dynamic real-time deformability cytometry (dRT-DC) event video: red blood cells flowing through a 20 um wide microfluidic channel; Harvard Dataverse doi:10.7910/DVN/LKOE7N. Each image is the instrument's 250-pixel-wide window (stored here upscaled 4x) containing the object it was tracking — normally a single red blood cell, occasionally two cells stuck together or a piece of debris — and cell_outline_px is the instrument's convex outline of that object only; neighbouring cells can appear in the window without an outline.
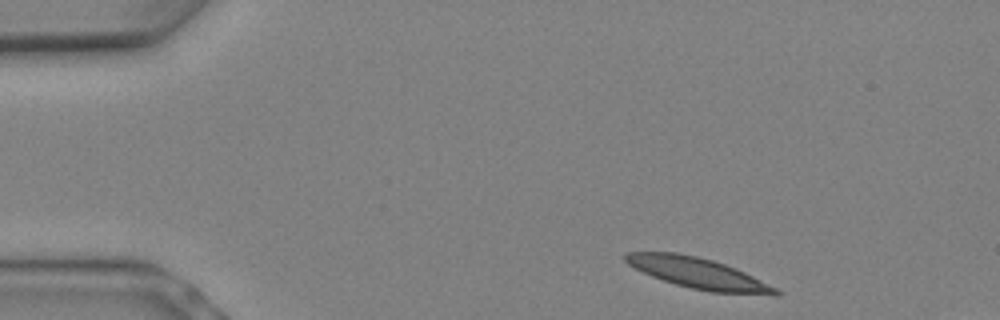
{"species": "Egyptian fruit bat (a non-hibernating species)", "species_latin": "Rousettus aegyptiacus", "temperature_condition": "warm", "stored_images_in_passage": 7, "camera_frame_rate_fps": 3000, "um_per_image_px": 0.085, "animal": {"sex": "female"}, "frame": {"image": 1, "passage_image": 1, "time_ms": 0.0, "image_size_px": [1000, 320], "cell_outline_px": [[780, 296], [772, 296], [712, 292], [692, 288], [676, 284], [652, 276], [628, 264], [624, 260], [624, 252], [676, 252], [696, 256], [712, 260], [736, 268], [776, 288], [780, 292]], "centroid_in_image_um": [59.38, 23.23], "position_along_channel_um": 25.6, "area_um2": 26.76}}
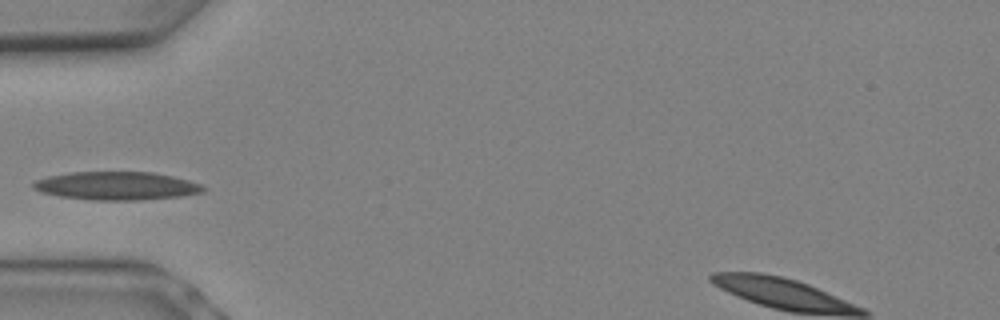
{"frame": {"image": 2, "passage_image": 5, "time_ms": 1.333, "image_size_px": [1000, 320], "cell_outline_px": [[204, 192], [180, 196], [144, 200], [92, 200], [60, 196], [40, 192], [32, 188], [32, 180], [48, 176], [72, 172], [152, 172], [172, 176], [188, 180], [200, 184], [204, 188]], "centroid_in_image_um": [9.86, 15.8], "position_along_channel_um": 75.1, "area_um2": 28.03}}
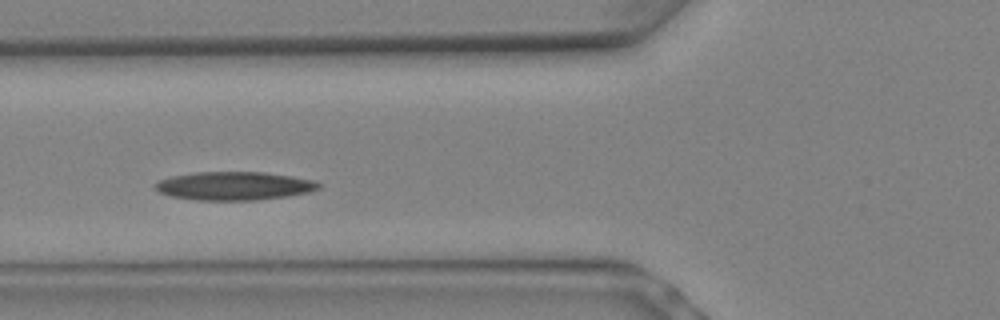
{"frame": {"image": 3, "passage_image": 6, "time_ms": 1.667, "image_size_px": [1000, 320], "cell_outline_px": [[320, 188], [308, 192], [288, 196], [256, 200], [196, 200], [172, 196], [160, 192], [152, 184], [160, 180], [172, 176], [196, 172], [264, 172], [292, 176], [316, 180], [320, 184]], "centroid_in_image_um": [19.93, 15.8], "position_along_channel_um": 105.9, "area_um2": 27.05}}